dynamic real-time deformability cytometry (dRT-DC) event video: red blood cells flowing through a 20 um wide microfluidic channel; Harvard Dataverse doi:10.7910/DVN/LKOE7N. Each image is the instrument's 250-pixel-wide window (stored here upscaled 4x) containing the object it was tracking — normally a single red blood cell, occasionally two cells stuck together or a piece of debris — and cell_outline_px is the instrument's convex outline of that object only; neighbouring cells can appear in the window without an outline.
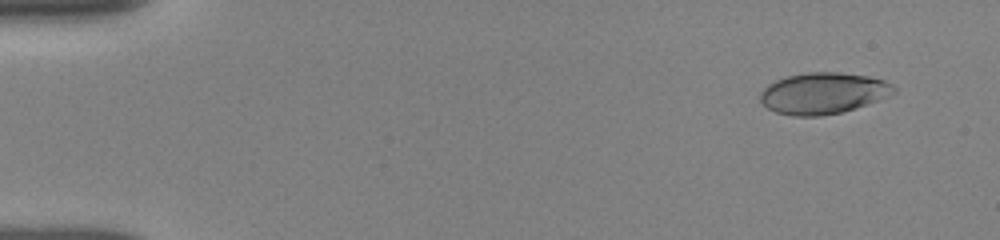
{"species": "human", "species_latin": "Homo sapiens", "temperature_condition": "room temperature", "stored_images_in_passage": 11, "camera_frame_rate_fps": 3000, "um_per_image_px": 0.085, "donor": {"sex": "female"}, "frame": {"image": 1, "passage_image": 2, "time_ms": 0.667, "image_size_px": [1000, 240], "cell_outline_px": [[896, 92], [868, 104], [856, 108], [840, 112], [820, 116], [792, 116], [776, 112], [768, 108], [760, 100], [760, 92], [768, 84], [776, 80], [788, 76], [804, 72], [840, 72], [868, 76], [884, 80], [892, 84], [896, 88]], "centroid_in_image_um": [69.97, 7.92], "position_along_channel_um": 15.0, "area_um2": 32.14}}
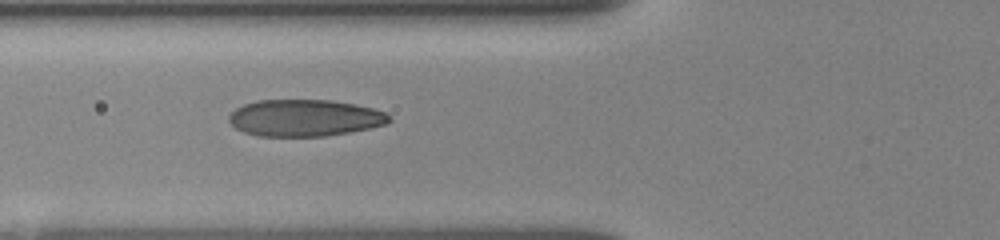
{"frame": {"image": 2, "passage_image": 10, "time_ms": 6.0, "image_size_px": [1000, 240], "cell_outline_px": [[392, 120], [388, 124], [348, 132], [324, 136], [260, 136], [244, 132], [236, 128], [228, 120], [228, 116], [236, 108], [244, 104], [260, 100], [332, 100], [356, 104], [372, 108], [384, 112]], "centroid_in_image_um": [25.9, 10.02], "position_along_channel_um": 99.9, "area_um2": 34.22}}
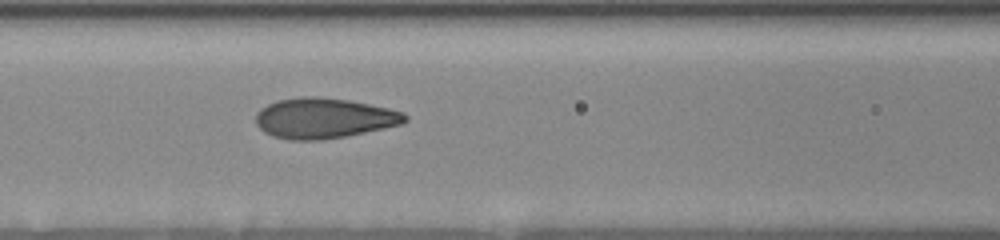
{"frame": {"image": 3, "passage_image": 11, "time_ms": 7.0, "image_size_px": [1000, 240], "cell_outline_px": [[408, 120], [404, 124], [344, 136], [320, 140], [288, 140], [272, 136], [264, 132], [256, 124], [256, 112], [260, 108], [276, 100], [300, 96], [316, 96], [348, 100], [388, 108], [404, 112], [408, 116]], "centroid_in_image_um": [27.52, 10.04], "position_along_channel_um": 139.1, "area_um2": 35.26}}